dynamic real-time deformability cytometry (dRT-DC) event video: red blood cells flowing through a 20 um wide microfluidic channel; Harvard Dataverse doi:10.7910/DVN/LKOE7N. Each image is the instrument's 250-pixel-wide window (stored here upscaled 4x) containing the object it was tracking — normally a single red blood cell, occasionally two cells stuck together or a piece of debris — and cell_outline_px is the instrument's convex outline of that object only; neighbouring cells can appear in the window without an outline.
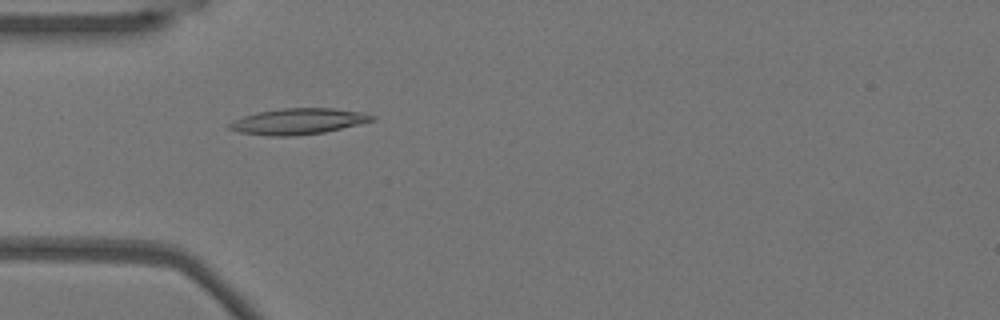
{"species": "Egyptian fruit bat (a non-hibernating species)", "species_latin": "Rousettus aegyptiacus", "temperature_condition": "warm", "stored_images_in_passage": 45, "camera_frame_rate_fps": 3000, "um_per_image_px": 0.085, "animal": {"sex": "female"}, "frame": {"image": 1, "passage_image": 8, "time_ms": 2.333, "image_size_px": [1000, 320], "cell_outline_px": [[376, 120], [360, 124], [324, 132], [292, 136], [268, 136], [240, 132], [228, 128], [228, 124], [232, 120], [256, 112], [280, 108], [332, 108], [364, 112], [376, 116]], "centroid_in_image_um": [25.36, 10.31], "position_along_channel_um": 59.6, "area_um2": 21.73}}
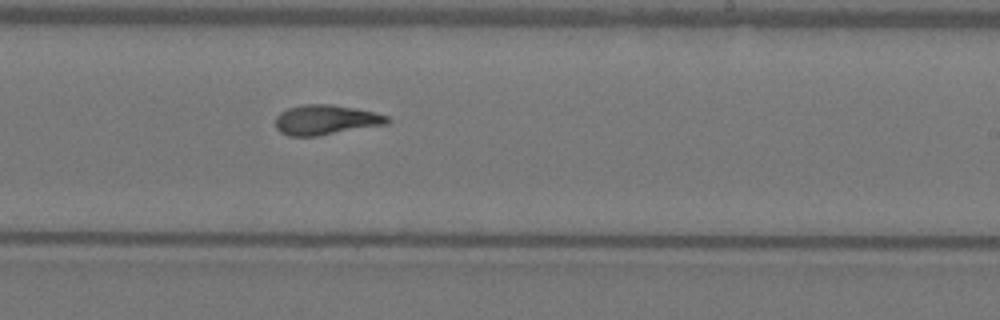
{"frame": {"image": 2, "passage_image": 24, "time_ms": 7.667, "image_size_px": [1000, 320], "cell_outline_px": [[392, 120], [388, 124], [316, 136], [288, 136], [280, 132], [276, 128], [276, 116], [280, 112], [288, 108], [300, 104], [332, 104], [376, 112], [388, 116]], "centroid_in_image_um": [27.7, 10.18], "position_along_channel_um": 261.3, "area_um2": 19.65}}
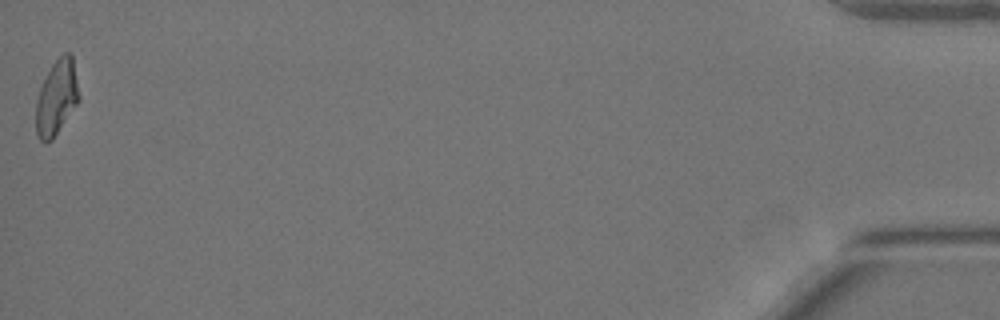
{"frame": {"image": 3, "passage_image": 45, "time_ms": 14.667, "image_size_px": [1000, 320], "cell_outline_px": [[80, 100], [52, 140], [48, 144], [44, 144], [40, 140], [36, 132], [36, 100], [40, 88], [52, 64], [64, 52], [72, 52], [80, 96]], "centroid_in_image_um": [4.82, 8.3], "position_along_channel_um": 430.4, "area_um2": 18.96}, "authors_computed_cell_mechanics": {"area_um2": 19.2474, "velocity_mm_per_s": 3.8204, "shape_relaxation_time_tau1_ms": 7.6727, "shape_relaxation_time_tau2_ms": 2.6442, "deformation_change_tau1": 0.2387, "deformation_change_tau2": 0.0983}}